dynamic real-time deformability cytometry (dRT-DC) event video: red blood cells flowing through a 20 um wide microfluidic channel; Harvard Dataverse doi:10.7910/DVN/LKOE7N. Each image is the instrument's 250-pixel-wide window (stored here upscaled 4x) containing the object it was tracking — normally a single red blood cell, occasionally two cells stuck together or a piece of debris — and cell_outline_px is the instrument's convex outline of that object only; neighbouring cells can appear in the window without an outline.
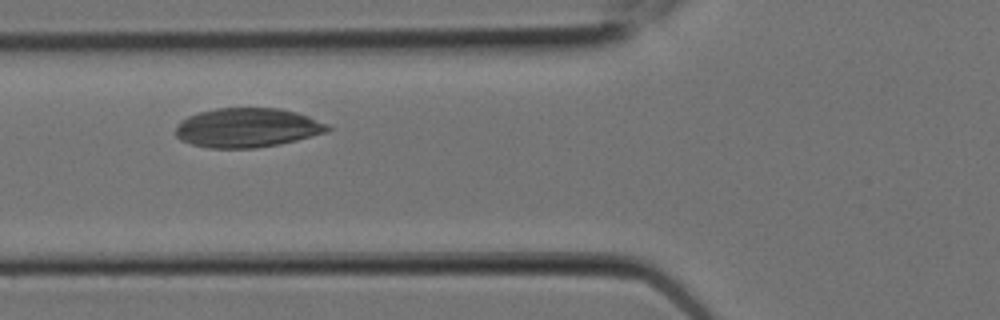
{"species": "Egyptian fruit bat (a non-hibernating species)", "species_latin": "Rousettus aegyptiacus", "temperature_condition": "room temperature", "stored_images_in_passage": 5, "camera_frame_rate_fps": 3000, "um_per_image_px": 0.085, "animal": {"sex": "female"}, "frame": {"image": 1, "passage_image": 4, "time_ms": 1.0, "image_size_px": [1000, 320], "cell_outline_px": [[332, 128], [328, 132], [280, 144], [256, 148], [208, 148], [192, 144], [180, 140], [176, 136], [176, 128], [180, 120], [188, 116], [200, 112], [216, 108], [280, 108], [296, 112], [308, 116], [328, 124]], "centroid_in_image_um": [21.02, 10.86], "position_along_channel_um": 104.8, "area_um2": 34.91}}
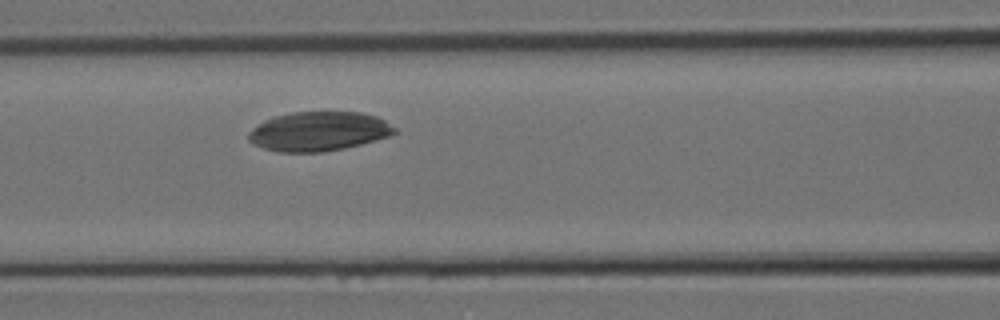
{"frame": {"image": 2, "passage_image": 5, "time_ms": 1.333, "image_size_px": [1000, 320], "cell_outline_px": [[396, 132], [388, 136], [376, 140], [344, 148], [324, 152], [280, 152], [264, 148], [248, 140], [248, 132], [252, 128], [264, 120], [276, 116], [292, 112], [360, 112], [376, 116], [384, 120], [396, 128]], "centroid_in_image_um": [27.08, 11.16], "position_along_channel_um": 139.5, "area_um2": 33.29}}